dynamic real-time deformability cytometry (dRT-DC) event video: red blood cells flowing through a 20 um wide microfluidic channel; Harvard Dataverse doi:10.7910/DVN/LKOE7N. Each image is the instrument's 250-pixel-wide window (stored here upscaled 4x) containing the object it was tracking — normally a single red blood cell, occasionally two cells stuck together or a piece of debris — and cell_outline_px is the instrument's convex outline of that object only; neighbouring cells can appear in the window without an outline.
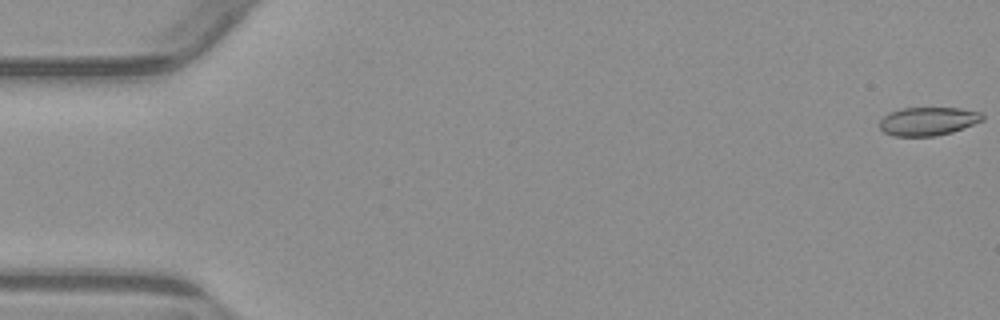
{"species": "common noctule bat (a hibernating species)", "species_latin": "Nyctalus noctula", "temperature_condition": "warm", "stored_images_in_passage": 7, "camera_frame_rate_fps": 3000, "um_per_image_px": 0.085, "animal": {"sex": "male", "body_mass_g": 23.1, "forearm_length_mm": 52.7}, "frame": {"image": 1, "passage_image": 1, "time_ms": 0.0, "image_size_px": [1000, 320], "cell_outline_px": [[984, 120], [964, 128], [952, 132], [936, 136], [892, 136], [884, 132], [880, 128], [880, 120], [888, 112], [900, 108], [960, 108], [980, 112], [984, 116]], "centroid_in_image_um": [78.88, 10.3], "position_along_channel_um": 6.1, "area_um2": 17.17}}